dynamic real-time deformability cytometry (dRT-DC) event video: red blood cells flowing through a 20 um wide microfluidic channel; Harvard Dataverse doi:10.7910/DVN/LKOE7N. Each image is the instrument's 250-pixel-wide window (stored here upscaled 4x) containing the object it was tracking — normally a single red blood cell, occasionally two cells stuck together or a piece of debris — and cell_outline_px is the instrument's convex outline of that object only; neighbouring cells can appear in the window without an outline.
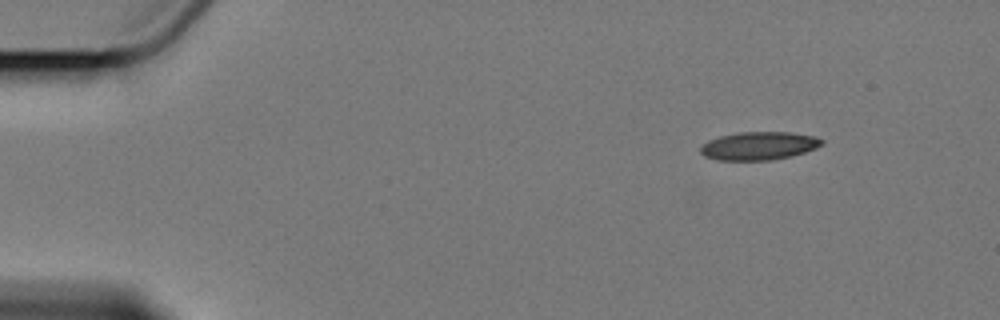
{"species": "Egyptian fruit bat (a non-hibernating species)", "species_latin": "Rousettus aegyptiacus", "temperature_condition": "cold", "stored_images_in_passage": 4, "camera_frame_rate_fps": 3000, "um_per_image_px": 0.085, "animal": {"sex": "female"}, "frame": {"image": 1, "passage_image": 1, "time_ms": 0.0, "image_size_px": [1000, 320], "cell_outline_px": [[824, 144], [816, 148], [804, 152], [772, 160], [720, 160], [704, 156], [700, 152], [700, 148], [708, 140], [720, 136], [740, 132], [792, 132], [816, 136], [824, 140]], "centroid_in_image_um": [64.53, 12.39], "position_along_channel_um": 20.5, "area_um2": 19.88}}
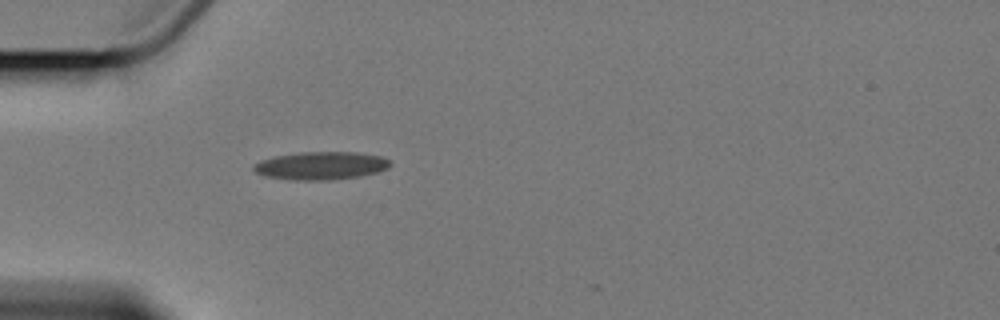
{"frame": {"image": 2, "passage_image": 4, "time_ms": 3.667, "image_size_px": [1000, 320], "cell_outline_px": [[392, 164], [388, 168], [376, 172], [360, 176], [324, 180], [296, 180], [264, 176], [256, 172], [252, 168], [252, 164], [260, 160], [276, 156], [300, 152], [356, 152], [384, 156]], "centroid_in_image_um": [27.27, 14.07], "position_along_channel_um": 57.7, "area_um2": 22.25}}